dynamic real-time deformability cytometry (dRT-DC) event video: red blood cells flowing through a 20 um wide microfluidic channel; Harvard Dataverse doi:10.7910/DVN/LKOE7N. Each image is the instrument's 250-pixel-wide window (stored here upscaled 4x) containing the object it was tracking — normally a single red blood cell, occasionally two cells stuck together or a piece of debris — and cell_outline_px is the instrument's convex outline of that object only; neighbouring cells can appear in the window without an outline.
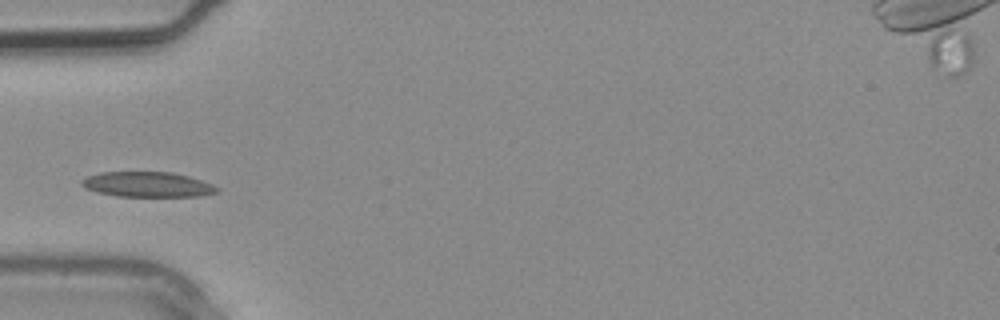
{"species": "common noctule bat (a hibernating species)", "species_latin": "Nyctalus noctula", "temperature_condition": "warm", "stored_images_in_passage": 3, "camera_frame_rate_fps": 3000, "um_per_image_px": 0.085, "animal": {"sex": "male", "body_mass_g": 20.4}, "frame": {"image": 1, "passage_image": 3, "time_ms": 0.667, "image_size_px": [1000, 320], "cell_outline_px": [[220, 192], [200, 196], [116, 196], [84, 188], [80, 184], [80, 180], [88, 176], [100, 172], [172, 172], [188, 176], [212, 184], [220, 188]], "centroid_in_image_um": [12.55, 15.68], "position_along_channel_um": 72.5, "area_um2": 19.83}}